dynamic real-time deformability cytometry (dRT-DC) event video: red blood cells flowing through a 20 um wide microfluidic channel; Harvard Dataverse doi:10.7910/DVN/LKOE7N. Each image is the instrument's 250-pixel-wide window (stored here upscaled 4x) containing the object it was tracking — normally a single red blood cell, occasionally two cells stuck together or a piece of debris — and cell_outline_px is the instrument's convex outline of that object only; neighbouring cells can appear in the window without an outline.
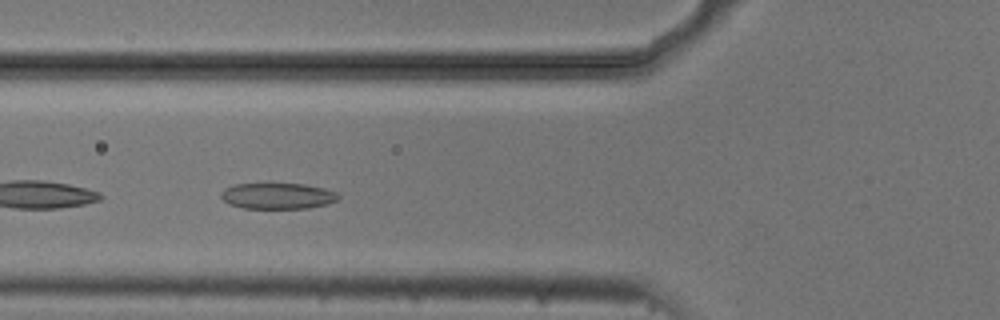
{"species": "common noctule bat (a hibernating species)", "species_latin": "Nyctalus noctula", "temperature_condition": "cold", "stored_images_in_passage": 8, "camera_frame_rate_fps": 3000, "um_per_image_px": 0.085, "animal": {"sex": "male", "body_mass_g": 20.5, "forearm_length_mm": 52.5}, "frame": {"image": 1, "passage_image": 5, "time_ms": 1.333, "image_size_px": [1000, 320], "cell_outline_px": [[340, 196], [336, 200], [328, 204], [308, 208], [244, 208], [228, 204], [220, 196], [220, 192], [224, 188], [232, 184], [304, 184], [324, 188], [336, 192]], "centroid_in_image_um": [23.57, 16.65], "position_along_channel_um": 102.2, "area_um2": 17.8}}
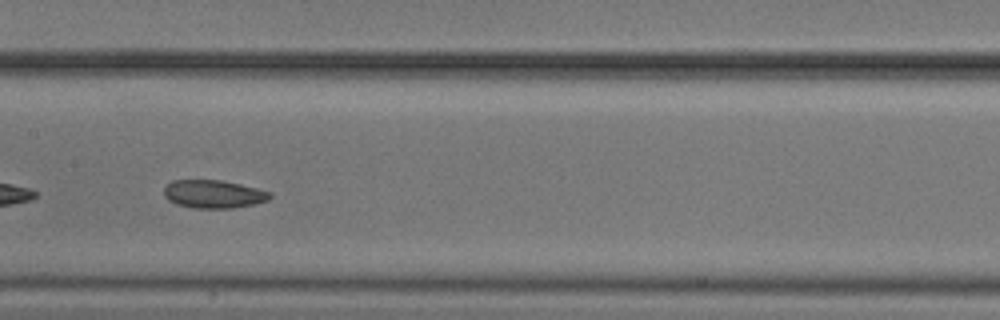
{"frame": {"image": 2, "passage_image": 7, "time_ms": 2.0, "image_size_px": [1000, 320], "cell_outline_px": [[272, 196], [268, 200], [252, 204], [232, 208], [192, 208], [176, 204], [168, 200], [164, 196], [164, 188], [172, 180], [220, 180], [240, 184], [272, 192]], "centroid_in_image_um": [18.13, 16.5], "position_along_channel_um": 189.3, "area_um2": 17.34}}
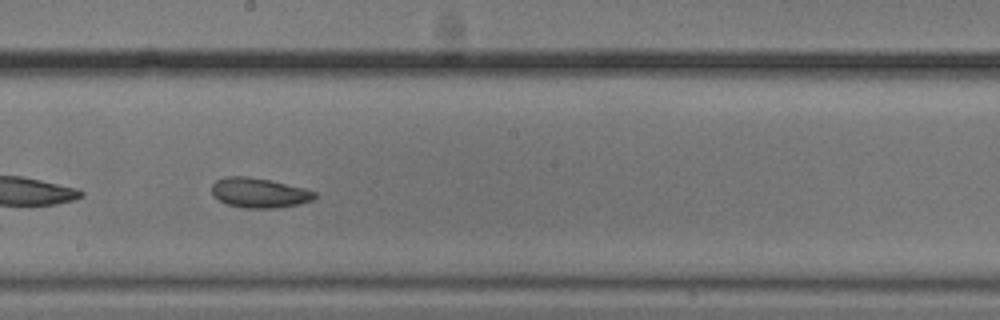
{"frame": {"image": 3, "passage_image": 8, "time_ms": 2.333, "image_size_px": [1000, 320], "cell_outline_px": [[316, 196], [312, 200], [296, 204], [276, 208], [244, 208], [228, 204], [220, 200], [212, 192], [212, 184], [216, 180], [224, 176], [248, 176], [268, 180], [304, 188], [316, 192]], "centroid_in_image_um": [22.01, 16.38], "position_along_channel_um": 226.2, "area_um2": 17.63}}